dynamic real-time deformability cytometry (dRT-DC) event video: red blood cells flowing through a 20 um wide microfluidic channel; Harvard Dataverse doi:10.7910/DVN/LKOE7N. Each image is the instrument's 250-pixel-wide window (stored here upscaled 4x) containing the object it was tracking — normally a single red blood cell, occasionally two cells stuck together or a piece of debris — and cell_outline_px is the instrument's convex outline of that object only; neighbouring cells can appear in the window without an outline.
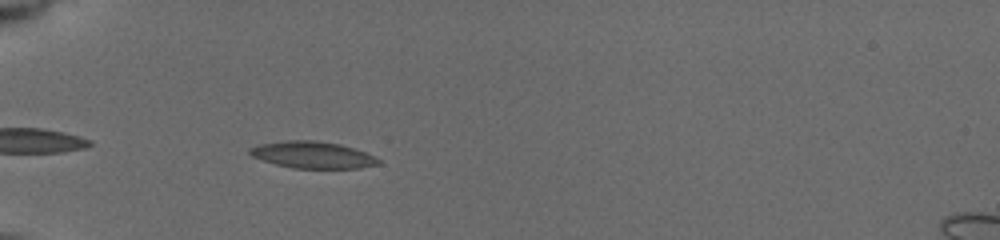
{"species": "common noctule bat (a hibernating species)", "species_latin": "Nyctalus noctula", "temperature_condition": "cold", "stored_images_in_passage": 25, "camera_frame_rate_fps": 3000, "um_per_image_px": 0.085, "animal": {"sex": "female", "body_mass_g": 19.5, "forearm_length_mm": 54.1}, "frame": {"image": 1, "passage_image": 1, "time_ms": 0.0, "image_size_px": [1000, 240], "cell_outline_px": [[380, 164], [360, 168], [292, 168], [276, 164], [252, 156], [248, 152], [248, 148], [260, 144], [288, 140], [316, 140], [340, 144], [364, 152], [380, 160]], "centroid_in_image_um": [26.55, 13.16], "position_along_channel_um": 58.4, "area_um2": 19.88}}
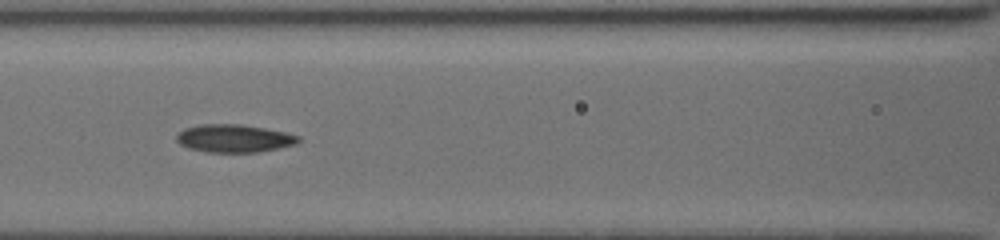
{"frame": {"image": 2, "passage_image": 11, "time_ms": 2.667, "image_size_px": [1000, 240], "cell_outline_px": [[300, 140], [296, 144], [256, 152], [208, 152], [188, 148], [180, 144], [176, 140], [176, 136], [184, 128], [204, 124], [240, 124], [264, 128], [284, 132], [300, 136]], "centroid_in_image_um": [19.88, 11.76], "position_along_channel_um": 146.7, "area_um2": 19.59}}
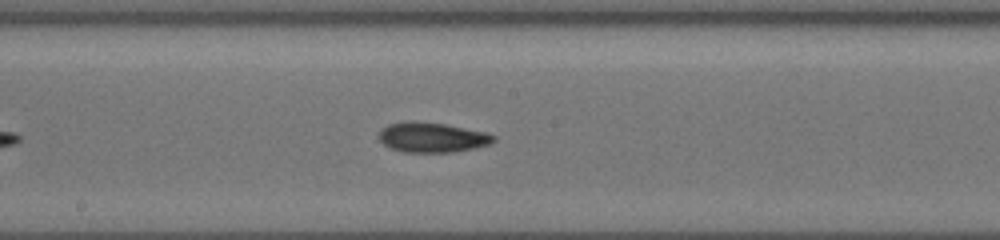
{"frame": {"image": 3, "passage_image": 18, "time_ms": 4.333, "image_size_px": [1000, 240], "cell_outline_px": [[496, 140], [492, 144], [476, 148], [452, 152], [404, 152], [392, 148], [384, 144], [380, 140], [380, 132], [388, 124], [444, 124], [488, 132], [496, 136]], "centroid_in_image_um": [36.87, 11.73], "position_along_channel_um": 211.3, "area_um2": 19.25}}